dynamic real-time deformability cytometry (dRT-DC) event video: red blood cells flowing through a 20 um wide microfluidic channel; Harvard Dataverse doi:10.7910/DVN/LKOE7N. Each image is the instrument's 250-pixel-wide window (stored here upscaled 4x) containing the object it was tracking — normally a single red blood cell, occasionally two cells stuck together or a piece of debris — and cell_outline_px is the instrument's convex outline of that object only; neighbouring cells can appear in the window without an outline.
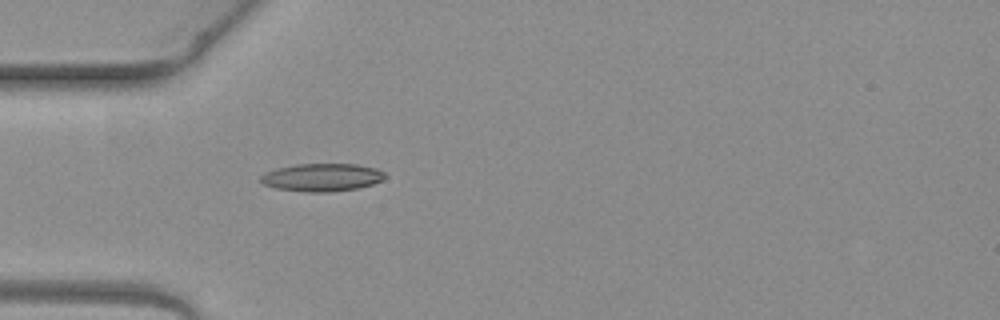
{"species": "common noctule bat (a hibernating species)", "species_latin": "Nyctalus noctula", "temperature_condition": "warm", "stored_images_in_passage": 1, "camera_frame_rate_fps": 3000, "um_per_image_px": 0.085, "animal": {"sex": "female", "body_mass_g": 19.3, "forearm_length_mm": 54.1}, "frame": {"image": 1, "passage_image": 1, "time_ms": 0.0, "image_size_px": [1000, 320], "cell_outline_px": [[388, 176], [384, 180], [360, 188], [332, 192], [304, 192], [276, 188], [264, 184], [260, 180], [260, 176], [264, 172], [296, 164], [356, 164], [376, 168], [384, 172]], "centroid_in_image_um": [27.41, 15.08], "position_along_channel_um": 57.6, "area_um2": 20.35}}